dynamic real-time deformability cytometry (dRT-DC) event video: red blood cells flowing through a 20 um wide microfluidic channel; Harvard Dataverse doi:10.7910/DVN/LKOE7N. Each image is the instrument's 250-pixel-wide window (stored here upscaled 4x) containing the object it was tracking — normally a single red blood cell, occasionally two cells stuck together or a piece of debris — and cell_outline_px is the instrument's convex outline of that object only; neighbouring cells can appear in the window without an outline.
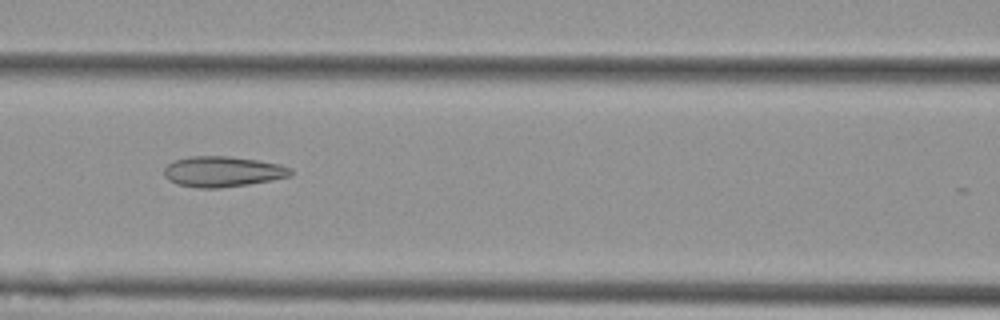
{"species": "Egyptian fruit bat (a non-hibernating species)", "species_latin": "Rousettus aegyptiacus", "temperature_condition": "cold", "stored_images_in_passage": 7, "camera_frame_rate_fps": 3000, "um_per_image_px": 0.085, "animal": {"sex": "female"}, "frame": {"image": 1, "passage_image": 6, "time_ms": 1.667, "image_size_px": [1000, 320], "cell_outline_px": [[292, 176], [272, 180], [248, 184], [220, 188], [196, 188], [176, 184], [168, 180], [164, 176], [164, 168], [168, 164], [176, 160], [188, 156], [228, 156], [256, 160], [280, 164], [292, 168]], "centroid_in_image_um": [18.92, 14.59], "position_along_channel_um": 147.7, "area_um2": 22.66}}
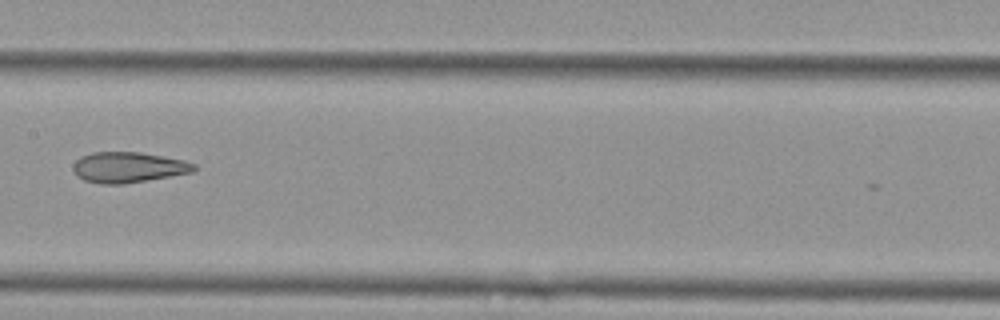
{"frame": {"image": 2, "passage_image": 7, "time_ms": 2.0, "image_size_px": [1000, 320], "cell_outline_px": [[196, 168], [192, 172], [124, 184], [100, 184], [84, 180], [76, 176], [72, 168], [72, 164], [80, 156], [92, 152], [140, 152], [184, 160], [196, 164]], "centroid_in_image_um": [10.85, 14.22], "position_along_channel_um": 196.5, "area_um2": 21.62}}